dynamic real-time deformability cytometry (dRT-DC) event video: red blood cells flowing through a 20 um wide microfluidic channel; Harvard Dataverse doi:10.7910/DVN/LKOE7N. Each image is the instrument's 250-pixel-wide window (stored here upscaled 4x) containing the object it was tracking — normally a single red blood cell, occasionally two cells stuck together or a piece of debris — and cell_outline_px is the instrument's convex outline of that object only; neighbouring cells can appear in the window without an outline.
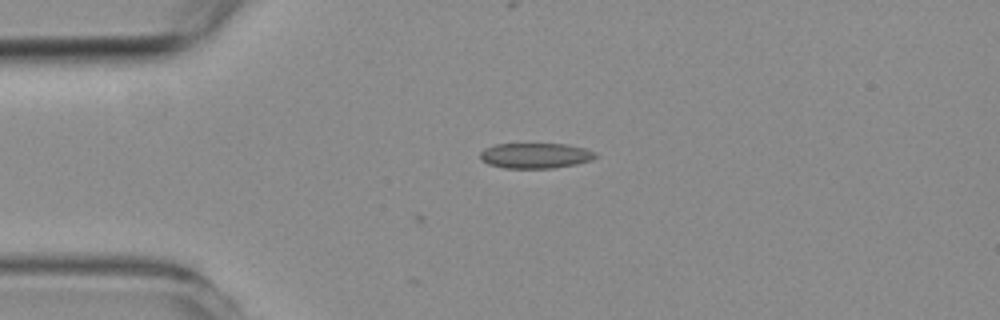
{"species": "common noctule bat (a hibernating species)", "species_latin": "Nyctalus noctula", "temperature_condition": "room temperature", "stored_images_in_passage": 6, "camera_frame_rate_fps": 3000, "um_per_image_px": 0.085, "animal": {"sex": "female", "body_mass_g": 19.3, "forearm_length_mm": 54.1}, "frame": {"image": 1, "passage_image": 3, "time_ms": 2.333, "image_size_px": [1000, 320], "cell_outline_px": [[596, 156], [592, 160], [576, 164], [552, 168], [504, 168], [488, 164], [480, 160], [480, 152], [484, 148], [496, 144], [568, 144], [584, 148], [596, 152]], "centroid_in_image_um": [45.49, 13.23], "position_along_channel_um": 39.5, "area_um2": 17.11}}
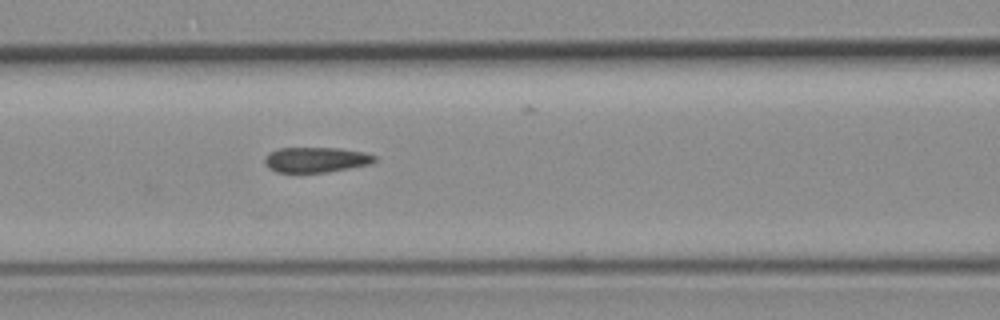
{"frame": {"image": 2, "passage_image": 6, "time_ms": 5.667, "image_size_px": [1000, 320], "cell_outline_px": [[376, 160], [372, 164], [328, 172], [276, 172], [268, 168], [264, 164], [264, 156], [268, 152], [280, 148], [340, 148], [364, 152], [376, 156]], "centroid_in_image_um": [26.84, 13.57], "position_along_channel_um": 139.8, "area_um2": 16.36}}